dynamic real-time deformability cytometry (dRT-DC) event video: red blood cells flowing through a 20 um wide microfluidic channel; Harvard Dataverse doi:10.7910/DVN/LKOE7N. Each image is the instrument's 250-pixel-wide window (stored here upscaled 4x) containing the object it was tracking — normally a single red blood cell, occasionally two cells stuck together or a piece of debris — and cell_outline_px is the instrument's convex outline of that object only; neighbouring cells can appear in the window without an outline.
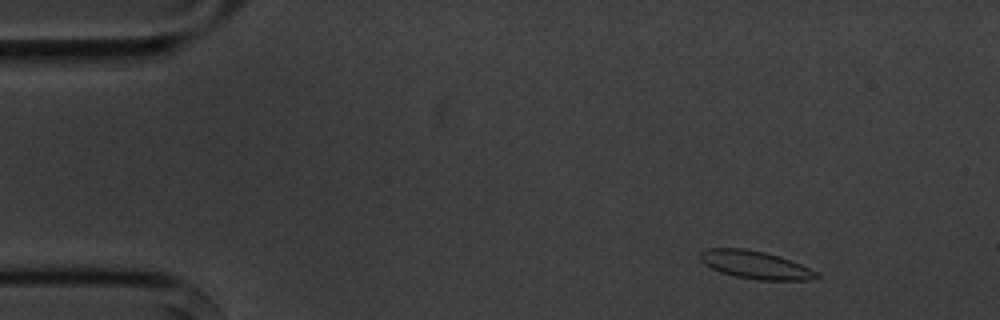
{"species": "common noctule bat (a hibernating species)", "species_latin": "Nyctalus noctula", "temperature_condition": "cold", "stored_images_in_passage": 4, "camera_frame_rate_fps": 3000, "um_per_image_px": 0.085, "animal": {"sex": "male", "body_mass_g": 20.1, "forearm_length_mm": 53.5}, "frame": {"image": 1, "passage_image": 2, "time_ms": 1.333, "image_size_px": [1000, 320], "cell_outline_px": [[824, 276], [808, 280], [760, 280], [736, 276], [720, 272], [704, 264], [700, 260], [700, 252], [704, 248], [744, 248], [764, 252], [780, 256], [800, 264]], "centroid_in_image_um": [64.19, 22.5], "position_along_channel_um": 20.8, "area_um2": 18.9}}